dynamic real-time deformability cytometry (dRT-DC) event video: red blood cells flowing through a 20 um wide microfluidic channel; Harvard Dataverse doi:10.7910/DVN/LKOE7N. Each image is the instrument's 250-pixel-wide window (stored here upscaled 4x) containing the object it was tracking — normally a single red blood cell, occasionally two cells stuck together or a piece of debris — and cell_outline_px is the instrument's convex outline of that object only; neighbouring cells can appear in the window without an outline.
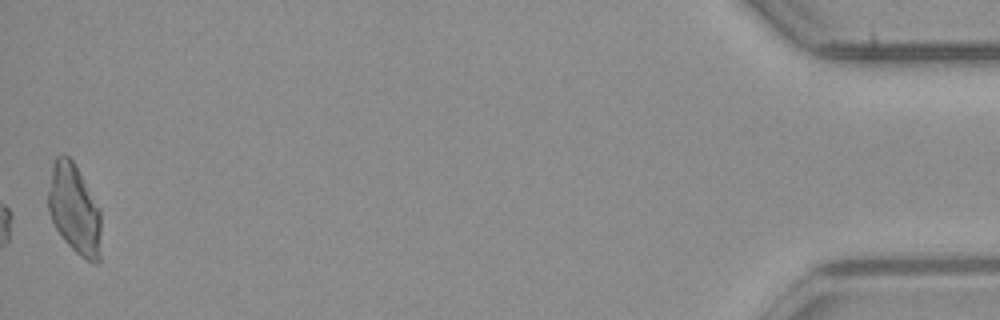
{"species": "common noctule bat (a hibernating species)", "species_latin": "Nyctalus noctula", "temperature_condition": "room temperature", "stored_images_in_passage": 44, "camera_frame_rate_fps": 3000, "um_per_image_px": 0.085, "animal": {"sex": "male", "body_mass_g": 23.1, "forearm_length_mm": 52.7}, "frame": {"image": 1, "passage_image": 44, "time_ms": 14.333, "image_size_px": [1000, 320], "cell_outline_px": [[100, 260], [96, 264], [92, 264], [80, 256], [64, 240], [56, 228], [48, 212], [48, 192], [52, 164], [56, 156], [64, 152], [72, 160], [100, 208]], "centroid_in_image_um": [6.31, 17.79], "position_along_channel_um": 428.9, "area_um2": 27.74}}